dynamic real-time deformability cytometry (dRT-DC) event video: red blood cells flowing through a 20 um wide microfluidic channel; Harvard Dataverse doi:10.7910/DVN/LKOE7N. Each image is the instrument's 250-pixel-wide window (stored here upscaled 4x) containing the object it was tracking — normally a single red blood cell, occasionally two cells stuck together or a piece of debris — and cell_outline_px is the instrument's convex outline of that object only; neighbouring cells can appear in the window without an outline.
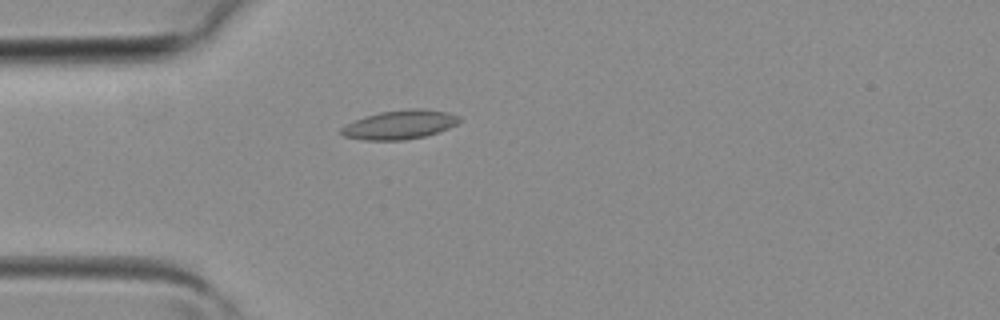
{"species": "common noctule bat (a hibernating species)", "species_latin": "Nyctalus noctula", "temperature_condition": "room temperature", "stored_images_in_passage": 2, "camera_frame_rate_fps": 3000, "um_per_image_px": 0.085, "animal": {"sex": "female", "body_mass_g": 19.3, "forearm_length_mm": 54.1}, "frame": {"image": 1, "passage_image": 2, "time_ms": 0.333, "image_size_px": [1000, 320], "cell_outline_px": [[460, 120], [456, 124], [448, 128], [424, 136], [404, 140], [364, 140], [344, 136], [340, 132], [340, 128], [364, 116], [380, 112], [412, 108], [416, 108], [448, 112], [460, 116]], "centroid_in_image_um": [33.97, 10.59], "position_along_channel_um": 51.0, "area_um2": 19.71}}